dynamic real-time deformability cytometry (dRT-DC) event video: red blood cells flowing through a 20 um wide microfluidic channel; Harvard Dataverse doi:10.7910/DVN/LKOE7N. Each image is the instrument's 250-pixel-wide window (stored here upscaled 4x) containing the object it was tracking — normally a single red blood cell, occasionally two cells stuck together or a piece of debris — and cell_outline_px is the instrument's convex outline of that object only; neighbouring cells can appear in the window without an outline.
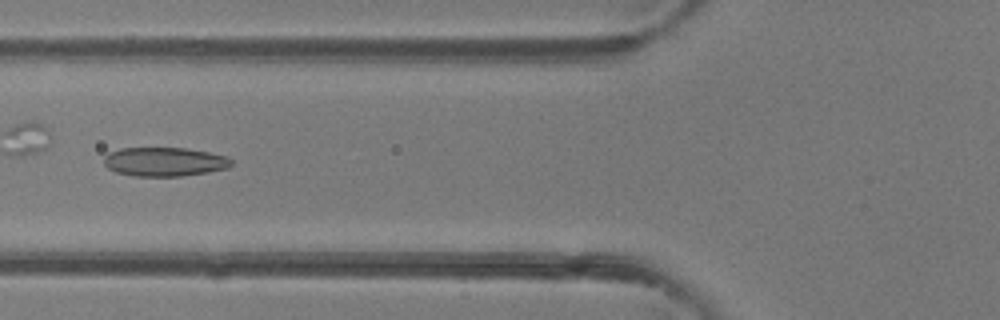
{"species": "common noctule bat (a hibernating species)", "species_latin": "Nyctalus noctula", "temperature_condition": "room temperature", "stored_images_in_passage": 49, "camera_frame_rate_fps": 3000, "um_per_image_px": 0.085, "animal": {"sex": "female"}, "frame": {"image": 1, "passage_image": 19, "time_ms": 6.0, "image_size_px": [1000, 320], "cell_outline_px": [[232, 164], [228, 168], [208, 172], [180, 176], [136, 176], [116, 172], [108, 168], [104, 164], [104, 156], [108, 152], [120, 148], [184, 148], [208, 152], [228, 156], [232, 160]], "centroid_in_image_um": [13.98, 13.74], "position_along_channel_um": 111.8, "area_um2": 21.56}}
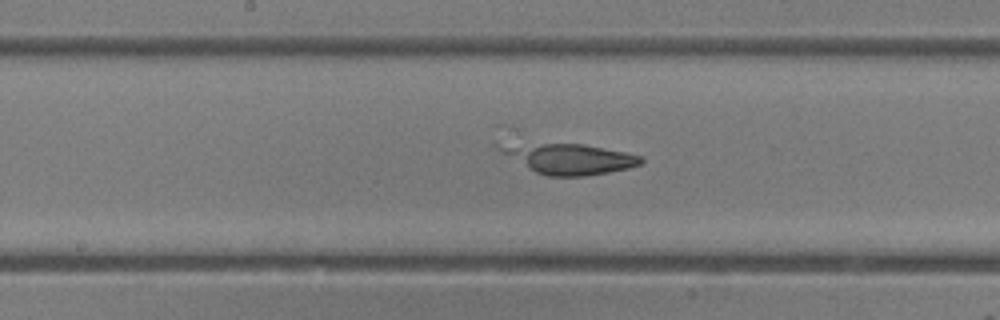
{"frame": {"image": 2, "passage_image": 25, "time_ms": 8.0, "image_size_px": [1000, 320], "cell_outline_px": [[644, 160], [640, 164], [628, 168], [608, 172], [584, 176], [544, 176], [528, 168], [500, 152], [496, 148], [496, 144], [584, 144], [624, 152], [640, 156]], "centroid_in_image_um": [48.36, 13.5], "position_along_channel_um": 199.8, "area_um2": 24.57}}
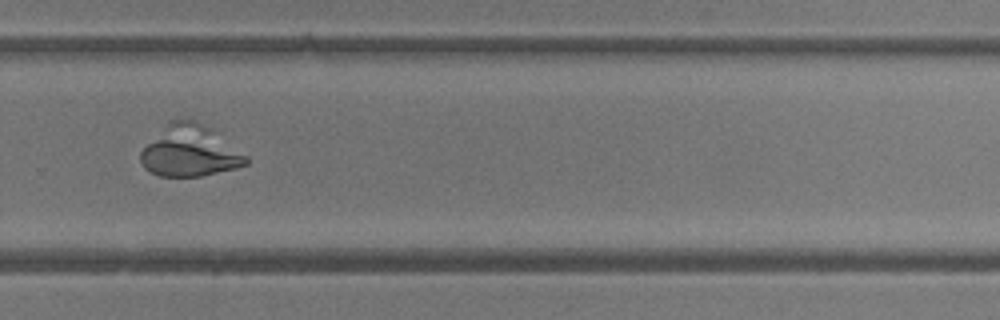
{"frame": {"image": 3, "passage_image": 33, "time_ms": 10.667, "image_size_px": [1000, 320], "cell_outline_px": [[248, 164], [236, 168], [200, 176], [160, 176], [144, 168], [140, 160], [140, 152], [172, 120], [196, 120], [212, 128], [248, 156]], "centroid_in_image_um": [16.2, 12.85], "position_along_channel_um": 313.6, "area_um2": 31.1}}